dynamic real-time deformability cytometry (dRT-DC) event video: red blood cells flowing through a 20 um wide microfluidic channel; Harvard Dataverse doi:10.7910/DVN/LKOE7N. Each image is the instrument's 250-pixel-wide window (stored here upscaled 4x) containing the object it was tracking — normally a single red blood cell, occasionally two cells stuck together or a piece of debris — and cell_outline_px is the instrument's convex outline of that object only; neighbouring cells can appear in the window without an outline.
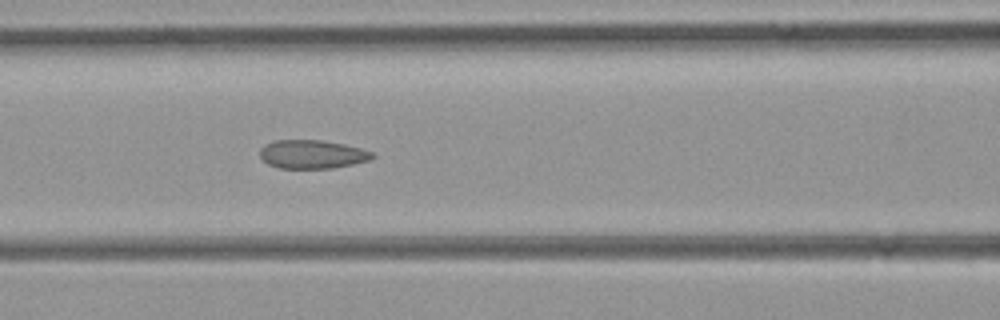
{"species": "common noctule bat (a hibernating species)", "species_latin": "Nyctalus noctula", "temperature_condition": "room temperature", "stored_images_in_passage": 50, "camera_frame_rate_fps": 3000, "um_per_image_px": 0.085, "animal": {"sex": "female", "body_mass_g": 21.9}, "frame": {"image": 1, "passage_image": 21, "time_ms": 6.667, "image_size_px": [1000, 320], "cell_outline_px": [[376, 156], [368, 160], [352, 164], [332, 168], [280, 168], [268, 164], [260, 156], [260, 148], [264, 144], [272, 140], [320, 140], [344, 144], [360, 148], [372, 152]], "centroid_in_image_um": [26.51, 13.1], "position_along_channel_um": 140.1, "area_um2": 18.67}}
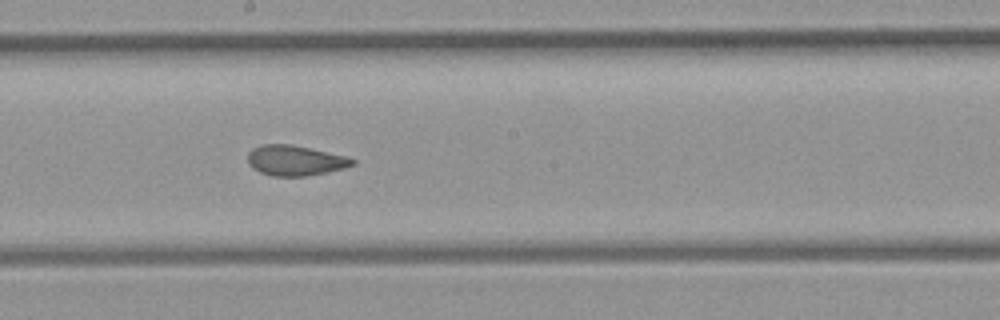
{"frame": {"image": 2, "passage_image": 27, "time_ms": 8.667, "image_size_px": [1000, 320], "cell_outline_px": [[356, 164], [344, 168], [328, 172], [304, 176], [272, 176], [260, 172], [252, 168], [248, 164], [248, 152], [252, 148], [260, 144], [292, 144], [344, 156], [356, 160]], "centroid_in_image_um": [25.05, 13.64], "position_along_channel_um": 223.1, "area_um2": 18.5}}
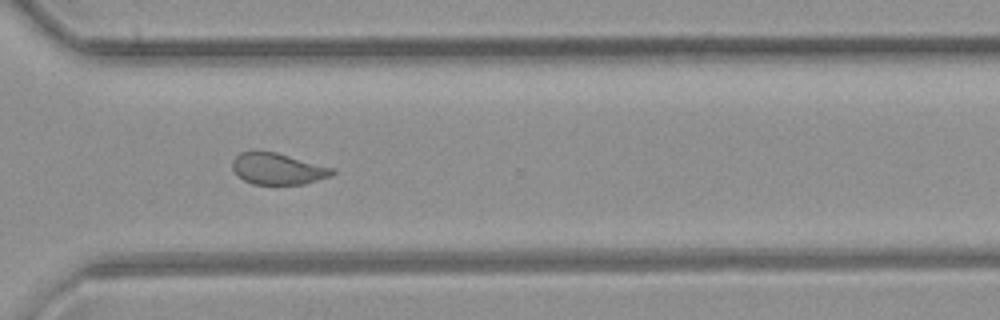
{"frame": {"image": 3, "passage_image": 36, "time_ms": 11.667, "image_size_px": [1000, 320], "cell_outline_px": [[336, 172], [332, 176], [304, 184], [252, 184], [236, 176], [232, 168], [232, 160], [240, 152], [256, 148], [276, 152], [336, 168]], "centroid_in_image_um": [23.59, 14.31], "position_along_channel_um": 347.0, "area_um2": 18.96}}